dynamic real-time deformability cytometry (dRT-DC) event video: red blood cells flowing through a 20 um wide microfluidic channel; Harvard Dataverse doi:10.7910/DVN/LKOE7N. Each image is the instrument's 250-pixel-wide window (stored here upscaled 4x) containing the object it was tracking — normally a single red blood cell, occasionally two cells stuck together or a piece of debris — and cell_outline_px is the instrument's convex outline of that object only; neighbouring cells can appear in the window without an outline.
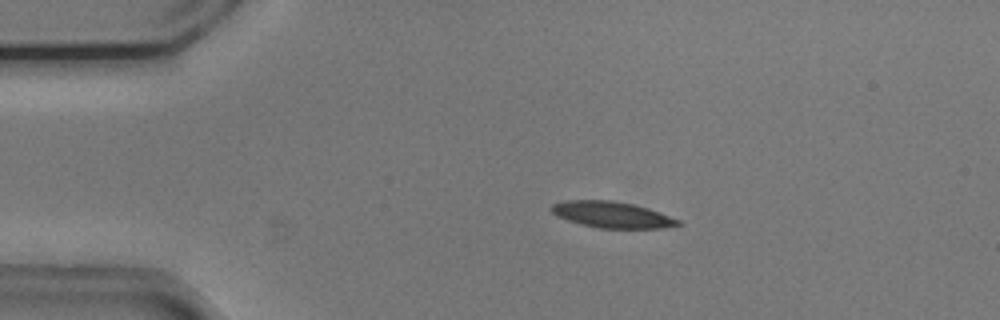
{"species": "common noctule bat (a hibernating species)", "species_latin": "Nyctalus noctula", "temperature_condition": "cold", "stored_images_in_passage": 53, "camera_frame_rate_fps": 3000, "um_per_image_px": 0.085, "animal": {"sex": "male", "body_mass_g": 20.5, "forearm_length_mm": 52.5}, "frame": {"image": 1, "passage_image": 10, "time_ms": 3.0, "image_size_px": [1000, 320], "cell_outline_px": [[684, 224], [664, 228], [600, 228], [580, 224], [556, 216], [552, 212], [552, 204], [564, 200], [612, 200], [632, 204], [648, 208], [660, 212], [680, 220]], "centroid_in_image_um": [52.04, 18.25], "position_along_channel_um": 33.0, "area_um2": 19.36}}
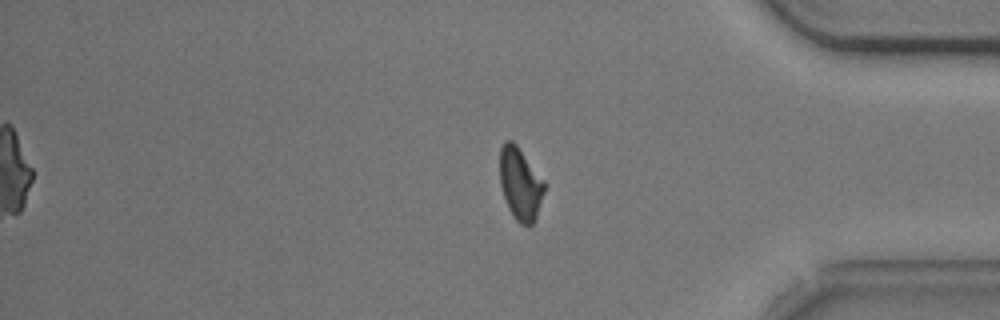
{"frame": {"image": 2, "passage_image": 44, "time_ms": 14.333, "image_size_px": [1000, 320], "cell_outline_px": [[544, 192], [536, 216], [532, 224], [528, 228], [520, 224], [512, 216], [508, 208], [500, 184], [500, 148], [504, 140], [512, 140], [516, 144], [544, 180]], "centroid_in_image_um": [44.21, 15.63], "position_along_channel_um": 391.0, "area_um2": 18.79}}
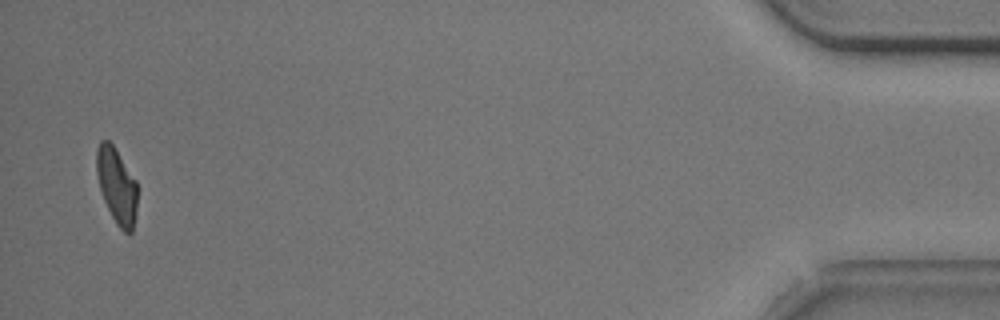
{"frame": {"image": 3, "passage_image": 52, "time_ms": 17.0, "image_size_px": [1000, 320], "cell_outline_px": [[136, 212], [132, 232], [124, 232], [116, 224], [104, 200], [100, 188], [96, 172], [96, 148], [100, 140], [108, 140], [112, 144], [136, 180]], "centroid_in_image_um": [9.9, 15.77], "position_along_channel_um": 425.3, "area_um2": 17.74}, "authors_computed_cell_mechanics": {"area_um2": 19.5364, "velocity_mm_per_s": 3.7281, "shape_relaxation_time_tau1_ms": 3.7647, "shape_relaxation_time_tau2_ms": 3.5605, "deformation_change_tau1": 0.1424, "deformation_change_tau2": 0.1092}}